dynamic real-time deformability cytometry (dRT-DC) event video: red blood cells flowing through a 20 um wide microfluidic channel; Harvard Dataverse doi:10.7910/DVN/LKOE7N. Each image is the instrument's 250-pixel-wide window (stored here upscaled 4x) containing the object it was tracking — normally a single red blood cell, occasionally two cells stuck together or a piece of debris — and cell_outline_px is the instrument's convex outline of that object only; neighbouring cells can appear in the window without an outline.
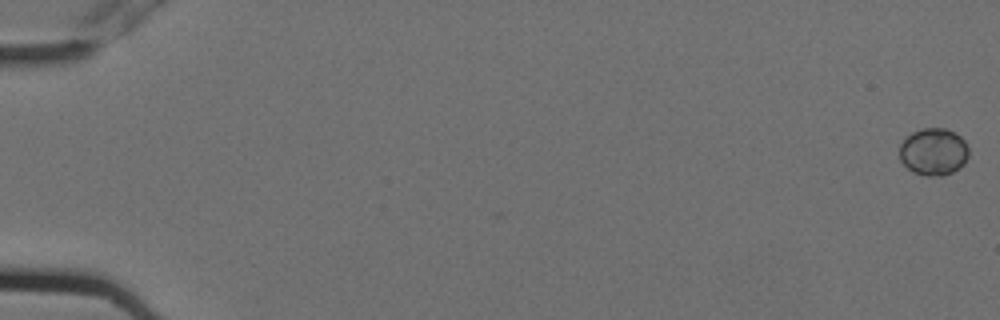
{"species": "Egyptian fruit bat (a non-hibernating species)", "species_latin": "Rousettus aegyptiacus", "temperature_condition": "cold", "stored_images_in_passage": 2, "camera_frame_rate_fps": 3000, "um_per_image_px": 0.085, "animal": {"sex": "female"}, "frame": {"image": 1, "passage_image": 2, "time_ms": 0.333, "image_size_px": [1000, 320], "cell_outline_px": [[968, 156], [964, 164], [960, 168], [952, 172], [940, 176], [924, 176], [912, 172], [900, 160], [900, 144], [912, 132], [924, 128], [944, 128], [960, 136], [964, 140], [968, 148]], "centroid_in_image_um": [79.35, 12.91], "position_along_channel_um": 5.6, "area_um2": 19.02}}